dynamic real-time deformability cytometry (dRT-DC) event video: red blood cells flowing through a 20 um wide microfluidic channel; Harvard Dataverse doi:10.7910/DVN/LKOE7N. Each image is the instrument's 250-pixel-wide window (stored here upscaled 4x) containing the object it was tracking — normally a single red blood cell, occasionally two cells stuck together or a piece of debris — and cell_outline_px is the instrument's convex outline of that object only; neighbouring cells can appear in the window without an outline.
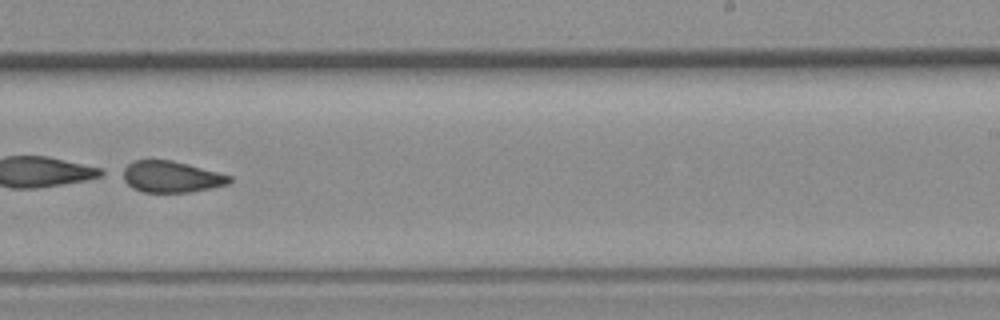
{"species": "common noctule bat (a hibernating species)", "species_latin": "Nyctalus noctula", "temperature_condition": "room temperature", "stored_images_in_passage": 43, "camera_frame_rate_fps": 3000, "um_per_image_px": 0.085, "animal": {"sex": "female", "body_mass_g": 19.3, "forearm_length_mm": 54.1}, "frame": {"image": 1, "passage_image": 27, "time_ms": 8.667, "image_size_px": [1000, 320], "cell_outline_px": [[232, 180], [228, 184], [212, 188], [192, 192], [144, 192], [132, 188], [116, 172], [132, 160], [172, 160], [232, 176]], "centroid_in_image_um": [14.47, 15.02], "position_along_channel_um": 274.5, "area_um2": 19.83}}